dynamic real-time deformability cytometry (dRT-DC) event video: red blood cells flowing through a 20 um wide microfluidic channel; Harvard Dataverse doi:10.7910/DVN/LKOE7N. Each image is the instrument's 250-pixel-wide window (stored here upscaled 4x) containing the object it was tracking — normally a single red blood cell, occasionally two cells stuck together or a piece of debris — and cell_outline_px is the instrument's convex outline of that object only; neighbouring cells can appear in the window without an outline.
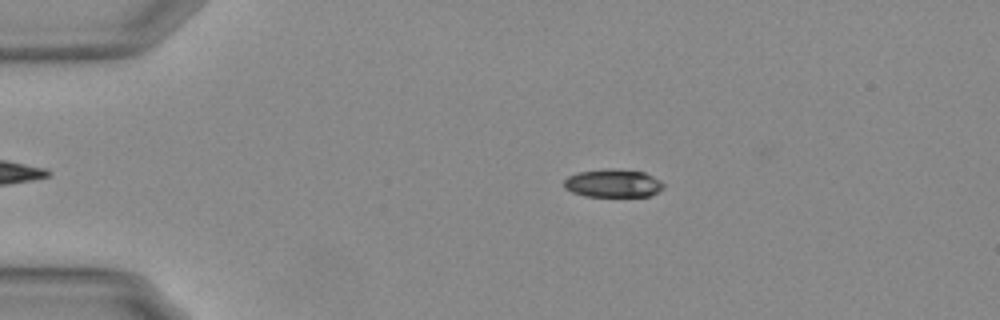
{"species": "Egyptian fruit bat (a non-hibernating species)", "species_latin": "Rousettus aegyptiacus", "temperature_condition": "warm", "stored_images_in_passage": 41, "camera_frame_rate_fps": 3000, "um_per_image_px": 0.085, "animal": {"sex": "female"}, "frame": {"image": 1, "passage_image": 5, "time_ms": 1.333, "image_size_px": [1000, 320], "cell_outline_px": [[664, 188], [648, 196], [584, 196], [572, 192], [564, 188], [564, 180], [568, 176], [576, 172], [608, 168], [616, 168], [644, 172], [660, 180], [664, 184]], "centroid_in_image_um": [52.08, 15.56], "position_along_channel_um": 32.9, "area_um2": 16.42}}
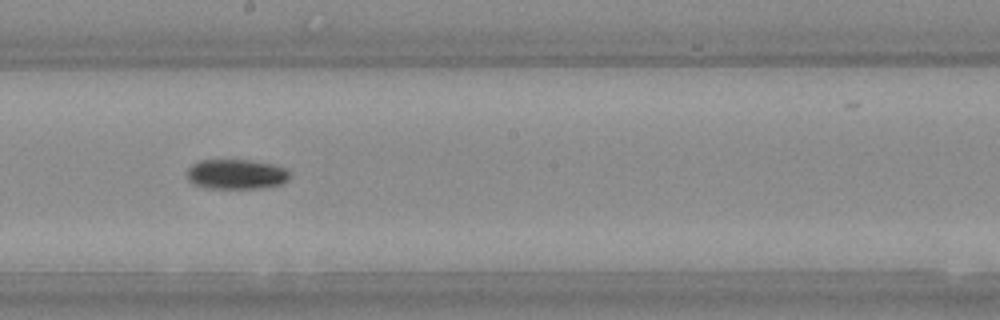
{"frame": {"image": 2, "passage_image": 25, "time_ms": 8.0, "image_size_px": [1000, 320], "cell_outline_px": [[292, 172], [288, 180], [280, 184], [264, 188], [204, 188], [188, 180], [188, 168], [192, 164], [200, 160], [252, 160], [272, 164], [288, 168]], "centroid_in_image_um": [20.14, 14.8], "position_along_channel_um": 228.1, "area_um2": 18.09}}
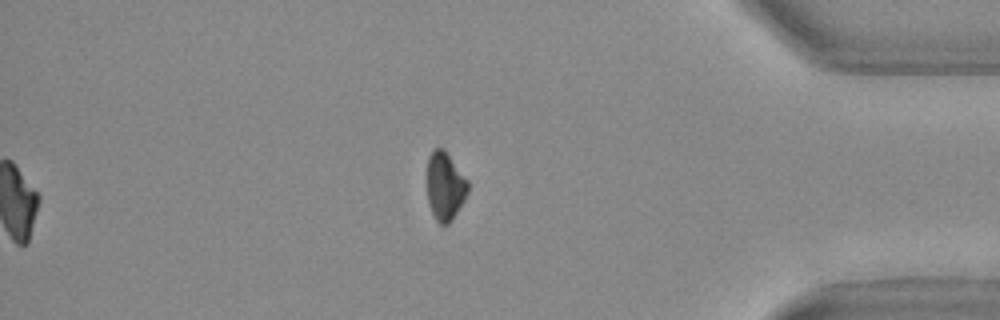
{"frame": {"image": 3, "passage_image": 41, "time_ms": 13.333, "image_size_px": [1000, 320], "cell_outline_px": [[468, 192], [464, 200], [452, 220], [448, 224], [440, 224], [436, 220], [428, 204], [428, 156], [432, 148], [444, 148], [468, 180]], "centroid_in_image_um": [37.83, 15.8], "position_along_channel_um": 397.4, "area_um2": 16.24}, "authors_computed_cell_mechanics": {"area_um2": 17.8024, "velocity_mm_per_s": 3.7327, "shape_relaxation_time_tau1_ms": 3.8781, "shape_relaxation_time_tau2_ms": null, "deformation_change_tau1": 0.1365, "deformation_change_tau2": null}}